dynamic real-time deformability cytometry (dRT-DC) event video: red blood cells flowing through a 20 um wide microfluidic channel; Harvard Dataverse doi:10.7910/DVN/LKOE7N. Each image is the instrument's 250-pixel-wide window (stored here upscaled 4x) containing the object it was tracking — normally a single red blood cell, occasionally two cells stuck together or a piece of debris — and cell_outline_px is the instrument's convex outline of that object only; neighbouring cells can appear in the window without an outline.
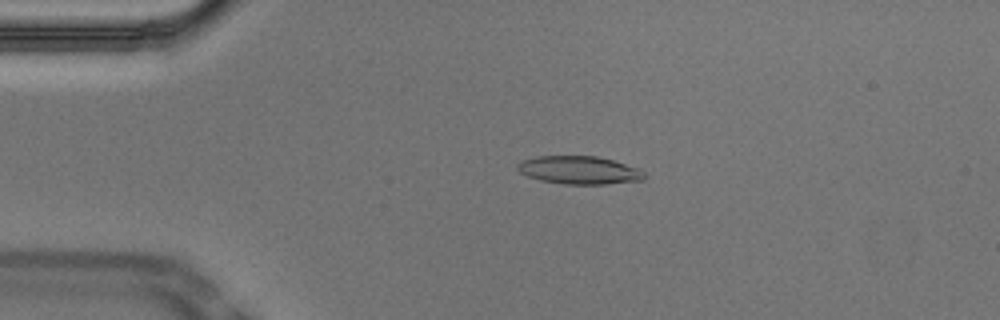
{"species": "Egyptian fruit bat (a non-hibernating species)", "species_latin": "Rousettus aegyptiacus", "temperature_condition": "cold", "stored_images_in_passage": 53, "camera_frame_rate_fps": 3000, "um_per_image_px": 0.085, "animal": {"sex": "male"}, "frame": {"image": 1, "passage_image": 11, "time_ms": 3.333, "image_size_px": [1000, 320], "cell_outline_px": [[648, 176], [644, 180], [604, 184], [564, 184], [540, 180], [528, 176], [520, 172], [516, 168], [516, 164], [520, 160], [536, 156], [596, 156], [612, 160], [636, 168], [644, 172]], "centroid_in_image_um": [49.2, 14.46], "position_along_channel_um": 35.8, "area_um2": 20.75}}
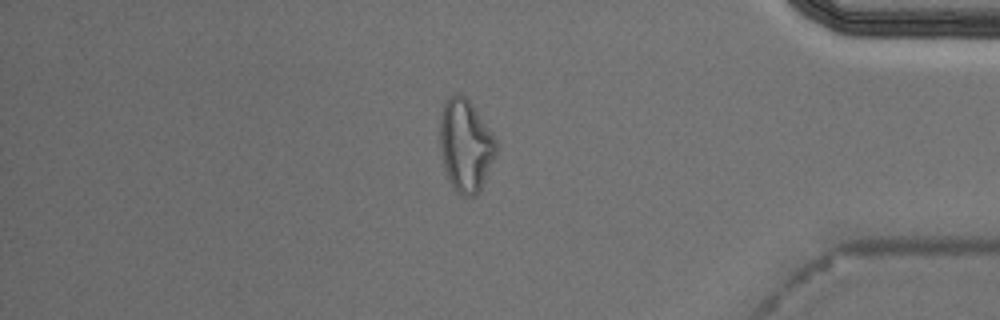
{"frame": {"image": 2, "passage_image": 45, "time_ms": 14.667, "image_size_px": [1000, 320], "cell_outline_px": [[496, 152], [480, 192], [476, 196], [464, 196], [456, 192], [444, 168], [440, 152], [440, 120], [444, 104], [448, 96], [464, 96], [472, 104], [496, 140]], "centroid_in_image_um": [39.56, 12.4], "position_along_channel_um": 395.6, "area_um2": 29.77}}
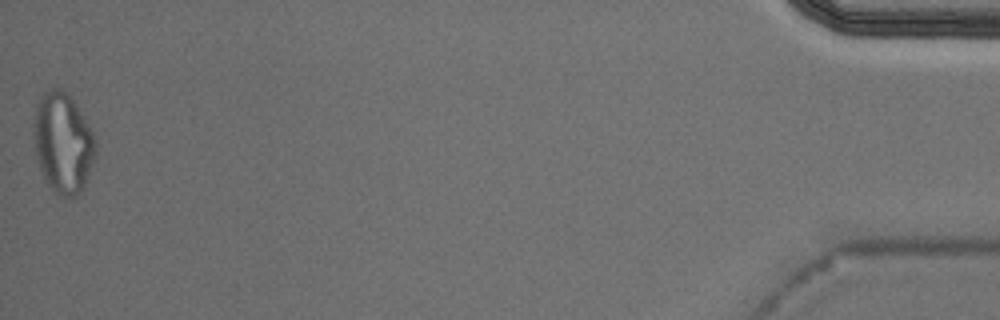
{"frame": {"image": 3, "passage_image": 53, "time_ms": 17.333, "image_size_px": [1000, 320], "cell_outline_px": [[96, 156], [84, 188], [76, 196], [60, 196], [52, 192], [44, 180], [36, 156], [32, 132], [32, 124], [36, 108], [40, 96], [44, 92], [52, 88], [60, 88], [72, 100], [84, 116], [96, 140]], "centroid_in_image_um": [5.34, 12.18], "position_along_channel_um": 429.9, "area_um2": 36.59}, "authors_computed_cell_mechanics": {"area_um2": 20.9814, "velocity_mm_per_s": 3.7357, "shape_relaxation_time_tau1_ms": null, "shape_relaxation_time_tau2_ms": 4.1916, "deformation_change_tau1": null, "deformation_change_tau2": 0.1239}}